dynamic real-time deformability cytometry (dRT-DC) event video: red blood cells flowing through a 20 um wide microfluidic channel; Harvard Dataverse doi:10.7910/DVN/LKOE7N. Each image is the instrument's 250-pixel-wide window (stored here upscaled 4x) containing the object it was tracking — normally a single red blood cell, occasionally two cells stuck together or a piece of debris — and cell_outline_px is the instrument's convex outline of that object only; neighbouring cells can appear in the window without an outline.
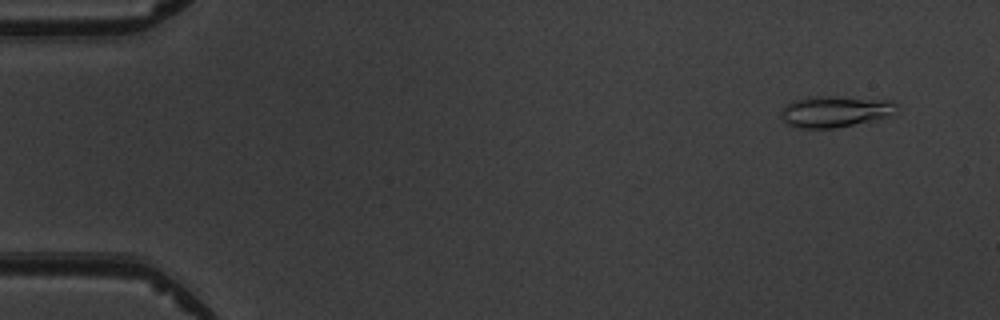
{"species": "common noctule bat (a hibernating species)", "species_latin": "Nyctalus noctula", "temperature_condition": "warm", "stored_images_in_passage": 6, "camera_frame_rate_fps": 3000, "um_per_image_px": 0.085, "animal": {"sex": "male", "body_mass_g": 19.5, "forearm_length_mm": 54.6}, "frame": {"image": 1, "passage_image": 2, "time_ms": 1.0, "image_size_px": [1000, 320], "cell_outline_px": [[900, 104], [888, 116], [876, 120], [836, 128], [800, 128], [788, 124], [784, 120], [784, 108], [792, 100], [812, 96], [828, 96], [892, 100]], "centroid_in_image_um": [71.04, 9.47], "position_along_channel_um": 14.0, "area_um2": 20.87}}